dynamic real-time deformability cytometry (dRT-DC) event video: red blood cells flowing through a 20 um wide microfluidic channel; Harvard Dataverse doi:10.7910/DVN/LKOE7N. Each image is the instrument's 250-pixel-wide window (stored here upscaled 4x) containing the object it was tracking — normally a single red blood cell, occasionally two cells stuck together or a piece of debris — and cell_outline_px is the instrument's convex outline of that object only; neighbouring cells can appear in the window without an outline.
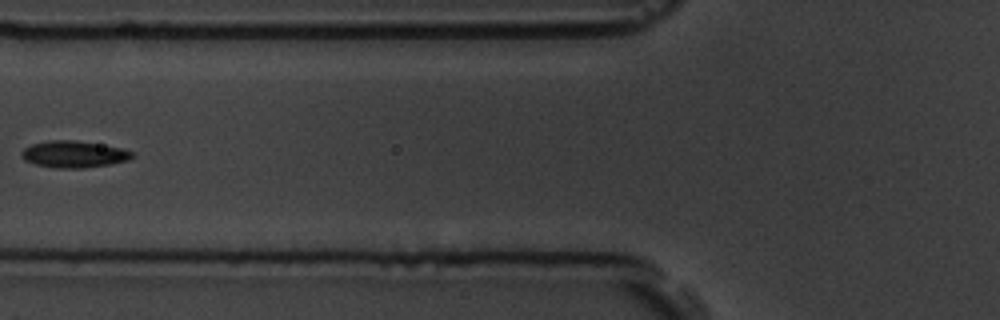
{"species": "common noctule bat (a hibernating species)", "species_latin": "Nyctalus noctula", "temperature_condition": "room temperature", "stored_images_in_passage": 6, "camera_frame_rate_fps": 3000, "um_per_image_px": 0.085, "animal": {"sex": "male", "body_mass_g": 19.5, "forearm_length_mm": 54.6}, "frame": {"image": 1, "passage_image": 5, "time_ms": 4.667, "image_size_px": [1000, 320], "cell_outline_px": [[132, 156], [128, 160], [108, 164], [84, 168], [56, 168], [36, 164], [24, 160], [20, 156], [20, 152], [24, 148], [32, 144], [48, 140], [76, 140], [120, 148], [132, 152]], "centroid_in_image_um": [6.2, 13.11], "position_along_channel_um": 119.6, "area_um2": 17.05}}
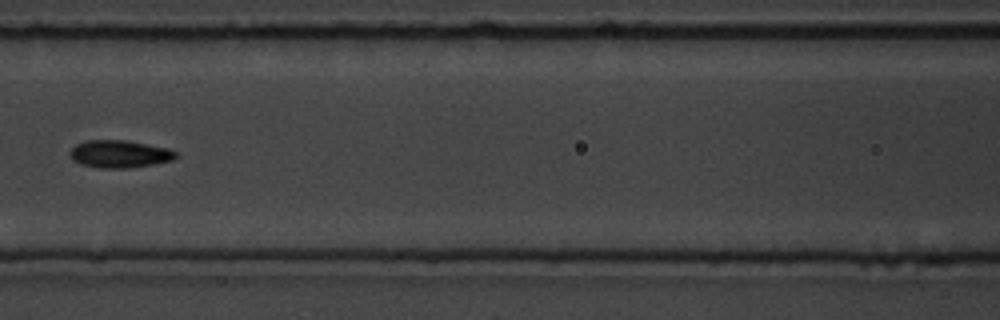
{"frame": {"image": 2, "passage_image": 6, "time_ms": 5.667, "image_size_px": [1000, 320], "cell_outline_px": [[180, 156], [172, 160], [132, 168], [100, 168], [80, 164], [72, 160], [68, 152], [76, 144], [88, 140], [124, 140], [168, 148], [176, 152]], "centroid_in_image_um": [10.15, 13.09], "position_along_channel_um": 156.5, "area_um2": 17.05}}